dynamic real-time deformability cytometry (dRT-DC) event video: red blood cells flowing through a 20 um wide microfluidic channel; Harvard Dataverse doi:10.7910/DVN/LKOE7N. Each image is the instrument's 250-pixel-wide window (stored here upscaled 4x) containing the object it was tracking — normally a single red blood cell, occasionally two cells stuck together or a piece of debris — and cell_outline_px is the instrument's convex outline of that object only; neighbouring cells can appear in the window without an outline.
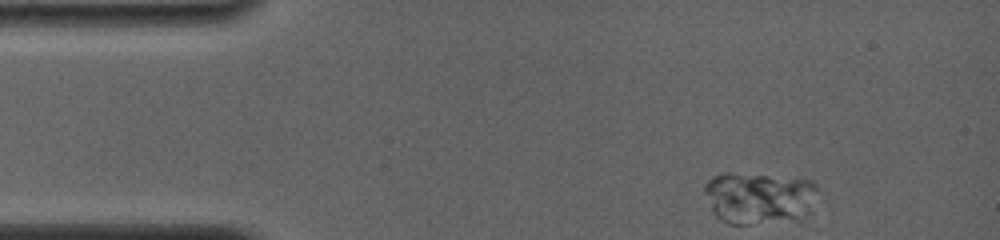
{"species": "common noctule bat (a hibernating species)", "species_latin": "Nyctalus noctula", "temperature_condition": "room temperature", "stored_images_in_passage": 8, "camera_frame_rate_fps": 4000, "um_per_image_px": 0.085, "animal": {"sex": "female", "body_mass_g": 19.0, "forearm_length_mm": 56.7}, "frame": {"image": 1, "passage_image": 1, "time_ms": 0.0, "image_size_px": [1000, 240], "cell_outline_px": [[816, 188], [796, 216], [744, 224], [728, 224], [720, 220], [716, 216], [704, 192], [704, 184], [712, 176], [724, 172], [728, 172], [812, 180], [816, 184]], "centroid_in_image_um": [64.27, 16.74], "position_along_channel_um": 20.7, "area_um2": 32.02}}